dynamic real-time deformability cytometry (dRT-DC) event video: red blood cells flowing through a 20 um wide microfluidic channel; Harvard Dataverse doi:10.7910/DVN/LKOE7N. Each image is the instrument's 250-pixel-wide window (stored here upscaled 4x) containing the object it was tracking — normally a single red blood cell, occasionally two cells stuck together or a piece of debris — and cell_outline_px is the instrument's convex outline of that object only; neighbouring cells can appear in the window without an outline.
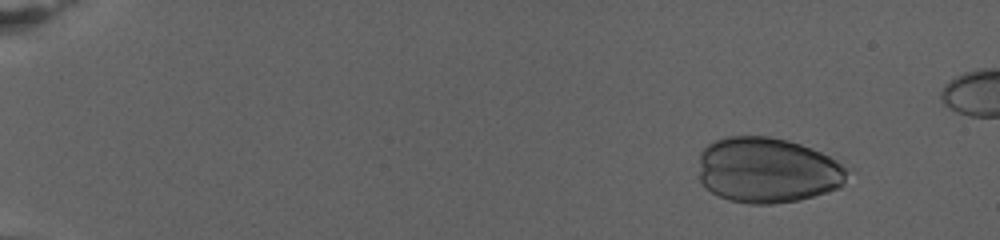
{"species": "human", "species_latin": "Homo sapiens", "temperature_condition": "warm", "stored_images_in_passage": 50, "camera_frame_rate_fps": 3000, "um_per_image_px": 0.085, "donor": {"sex": "female"}, "frame": {"image": 1, "passage_image": 15, "time_ms": 2.667, "image_size_px": [1000, 240], "cell_outline_px": [[848, 172], [840, 188], [800, 200], [772, 204], [748, 204], [728, 200], [712, 192], [700, 180], [700, 152], [708, 144], [724, 136], [768, 136], [788, 140], [800, 144], [820, 152], [836, 160], [848, 168]], "centroid_in_image_um": [65.23, 14.47], "position_along_channel_um": 19.8, "area_um2": 56.82}}